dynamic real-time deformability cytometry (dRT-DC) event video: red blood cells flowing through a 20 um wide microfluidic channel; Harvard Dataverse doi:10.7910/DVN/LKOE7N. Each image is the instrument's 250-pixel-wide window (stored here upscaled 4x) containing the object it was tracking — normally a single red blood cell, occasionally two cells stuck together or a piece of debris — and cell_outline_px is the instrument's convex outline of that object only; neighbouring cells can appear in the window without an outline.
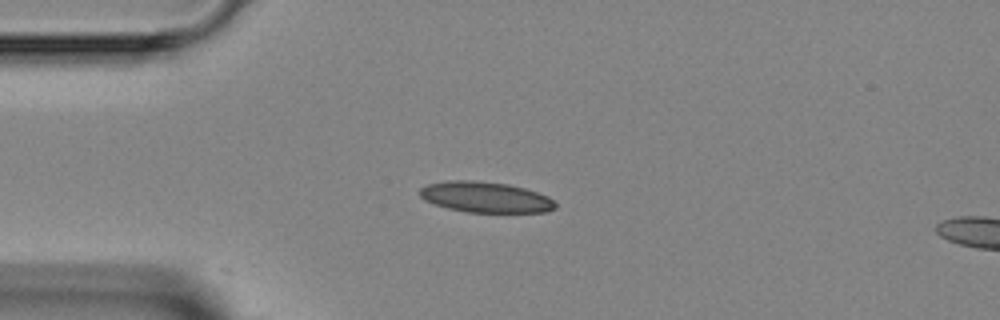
{"species": "Egyptian fruit bat (a non-hibernating species)", "species_latin": "Rousettus aegyptiacus", "temperature_condition": "room temperature", "stored_images_in_passage": 5, "camera_frame_rate_fps": 3000, "um_per_image_px": 0.085, "animal": {"sex": "female"}, "frame": {"image": 1, "passage_image": 4, "time_ms": 3.667, "image_size_px": [1000, 320], "cell_outline_px": [[556, 208], [544, 212], [468, 212], [448, 208], [424, 200], [420, 196], [420, 188], [428, 184], [448, 180], [472, 180], [508, 184], [524, 188], [548, 196], [556, 204]], "centroid_in_image_um": [41.26, 16.75], "position_along_channel_um": 43.7, "area_um2": 24.1}}